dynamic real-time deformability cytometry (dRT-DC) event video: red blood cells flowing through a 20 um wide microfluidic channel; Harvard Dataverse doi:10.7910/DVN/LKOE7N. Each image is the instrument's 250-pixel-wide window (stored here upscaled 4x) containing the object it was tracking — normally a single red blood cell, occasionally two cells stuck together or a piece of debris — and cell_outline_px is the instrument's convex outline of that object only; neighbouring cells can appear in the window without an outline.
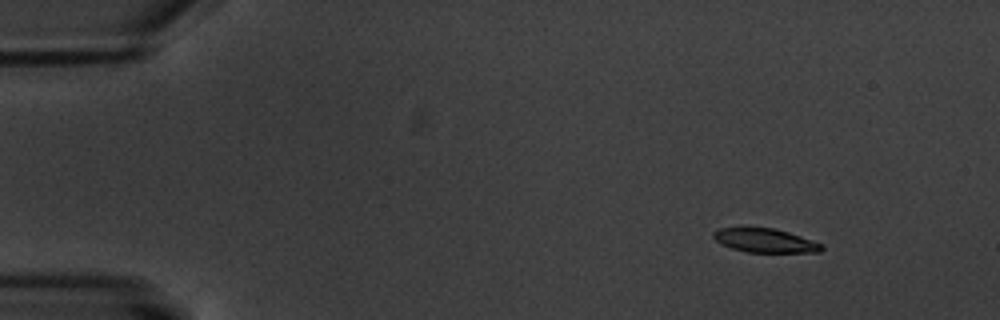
{"species": "common noctule bat (a hibernating species)", "species_latin": "Nyctalus noctula", "temperature_condition": "warm", "stored_images_in_passage": 5, "camera_frame_rate_fps": 3000, "um_per_image_px": 0.085, "animal": {"sex": "male", "body_mass_g": 20.1, "forearm_length_mm": 53.5}, "frame": {"image": 1, "passage_image": 2, "time_ms": 1.0, "image_size_px": [1000, 320], "cell_outline_px": [[824, 248], [820, 252], [748, 252], [732, 248], [720, 244], [712, 236], [712, 232], [720, 228], [740, 224], [772, 228], [788, 232], [824, 244]], "centroid_in_image_um": [64.95, 20.39], "position_along_channel_um": 20.0, "area_um2": 15.72}}
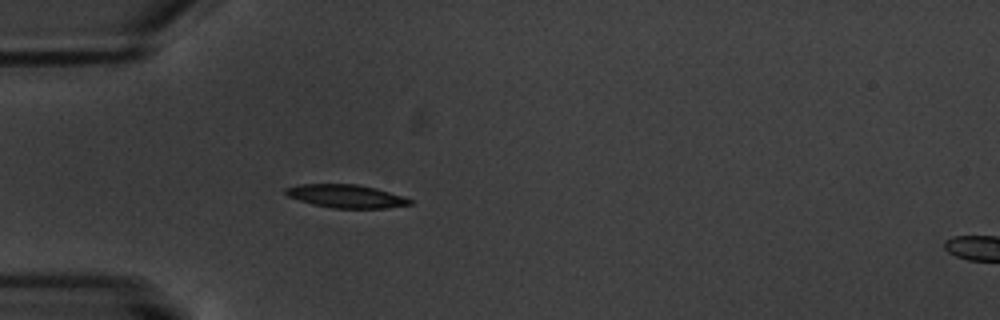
{"frame": {"image": 2, "passage_image": 5, "time_ms": 4.667, "image_size_px": [1000, 320], "cell_outline_px": [[412, 204], [384, 208], [332, 208], [312, 204], [288, 196], [284, 192], [284, 188], [296, 184], [356, 184], [376, 188], [404, 196], [412, 200]], "centroid_in_image_um": [29.4, 16.67], "position_along_channel_um": 55.6, "area_um2": 16.82}}